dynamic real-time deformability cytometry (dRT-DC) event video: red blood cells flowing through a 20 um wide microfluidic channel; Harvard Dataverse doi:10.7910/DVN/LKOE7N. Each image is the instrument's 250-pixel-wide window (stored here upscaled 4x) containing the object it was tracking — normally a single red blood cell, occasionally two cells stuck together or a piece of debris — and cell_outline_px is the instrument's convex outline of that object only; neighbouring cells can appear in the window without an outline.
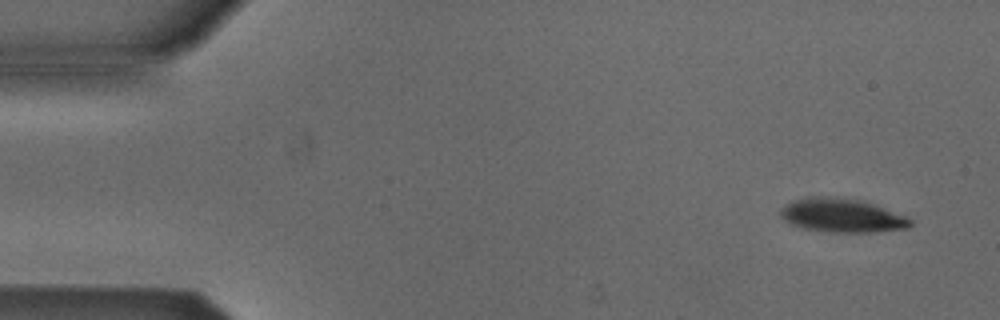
{"species": "Egyptian fruit bat (a non-hibernating species)", "species_latin": "Rousettus aegyptiacus", "temperature_condition": "cold", "stored_images_in_passage": 2, "camera_frame_rate_fps": 3000, "um_per_image_px": 0.085, "animal": {"sex": "male"}, "frame": {"image": 1, "passage_image": 2, "time_ms": 1.333, "image_size_px": [1000, 320], "cell_outline_px": [[912, 224], [908, 228], [872, 232], [832, 232], [804, 228], [792, 224], [780, 212], [788, 204], [796, 200], [820, 196], [860, 200], [908, 216], [912, 220]], "centroid_in_image_um": [71.67, 18.33], "position_along_channel_um": 13.3, "area_um2": 24.74}}